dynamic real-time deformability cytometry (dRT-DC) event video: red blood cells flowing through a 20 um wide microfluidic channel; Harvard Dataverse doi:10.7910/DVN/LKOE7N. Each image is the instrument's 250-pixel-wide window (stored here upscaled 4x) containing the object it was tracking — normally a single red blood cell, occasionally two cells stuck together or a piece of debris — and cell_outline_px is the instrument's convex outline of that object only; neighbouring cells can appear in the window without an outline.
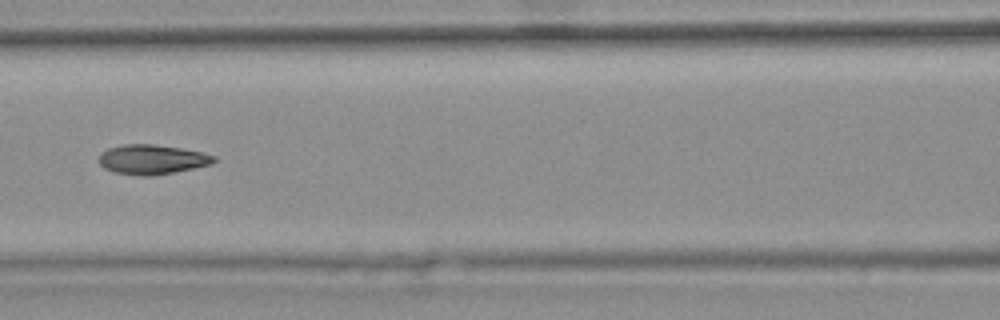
{"species": "common noctule bat (a hibernating species)", "species_latin": "Nyctalus noctula", "temperature_condition": "warm", "stored_images_in_passage": 9, "camera_frame_rate_fps": 3000, "um_per_image_px": 0.085, "animal": {"sex": "female", "body_mass_g": 25.1}, "frame": {"image": 1, "passage_image": 6, "time_ms": 1.667, "image_size_px": [1000, 320], "cell_outline_px": [[216, 160], [212, 164], [152, 176], [140, 176], [116, 172], [104, 168], [100, 164], [100, 156], [108, 148], [124, 144], [152, 144], [180, 148], [200, 152], [216, 156]], "centroid_in_image_um": [12.93, 13.55], "position_along_channel_um": 153.7, "area_um2": 19.54}}
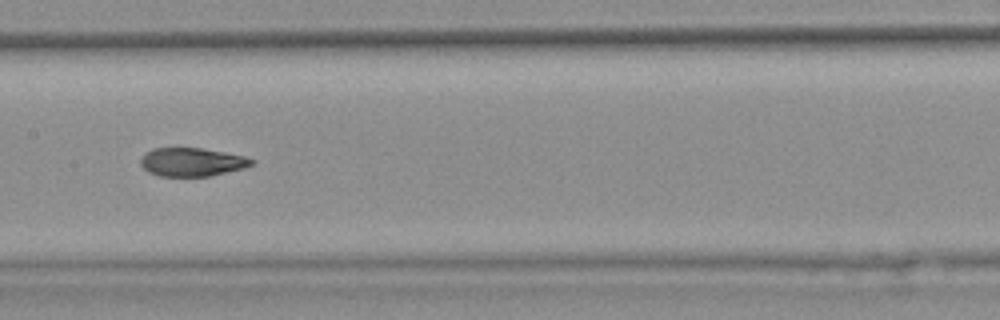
{"frame": {"image": 2, "passage_image": 7, "time_ms": 2.0, "image_size_px": [1000, 320], "cell_outline_px": [[256, 160], [252, 164], [244, 168], [208, 176], [160, 176], [148, 172], [140, 164], [140, 160], [152, 148], [200, 148], [224, 152], [244, 156]], "centroid_in_image_um": [16.32, 13.77], "position_along_channel_um": 191.1, "area_um2": 18.21}}
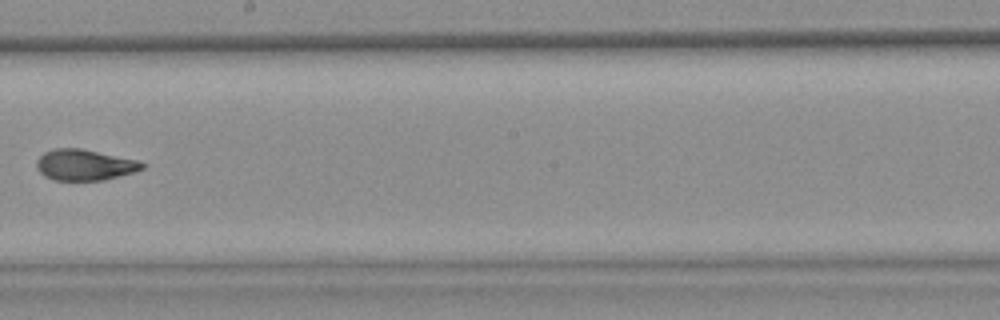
{"frame": {"image": 3, "passage_image": 8, "time_ms": 2.333, "image_size_px": [1000, 320], "cell_outline_px": [[148, 164], [144, 168], [132, 172], [104, 180], [56, 180], [44, 176], [36, 168], [36, 160], [44, 152], [52, 148], [80, 148], [140, 160]], "centroid_in_image_um": [7.2, 14.0], "position_along_channel_um": 241.0, "area_um2": 19.19}}